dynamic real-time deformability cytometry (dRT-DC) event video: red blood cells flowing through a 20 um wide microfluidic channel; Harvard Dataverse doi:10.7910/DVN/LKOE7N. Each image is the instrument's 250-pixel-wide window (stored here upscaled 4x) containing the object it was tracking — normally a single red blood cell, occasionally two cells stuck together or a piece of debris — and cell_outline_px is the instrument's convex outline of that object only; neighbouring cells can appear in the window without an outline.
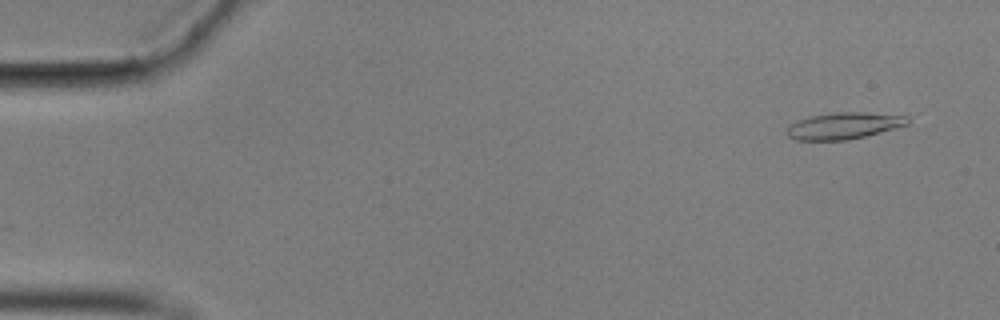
{"species": "common noctule bat (a hibernating species)", "species_latin": "Nyctalus noctula", "temperature_condition": "cold", "stored_images_in_passage": 57, "camera_frame_rate_fps": 3000, "um_per_image_px": 0.085, "animal": {"sex": "male", "body_mass_g": 17.9}, "frame": {"image": 1, "passage_image": 4, "time_ms": 1.0, "image_size_px": [1000, 320], "cell_outline_px": [[908, 124], [864, 136], [848, 140], [796, 140], [788, 136], [784, 132], [796, 120], [812, 116], [836, 112], [864, 112], [908, 116]], "centroid_in_image_um": [71.68, 10.69], "position_along_channel_um": 13.3, "area_um2": 18.5}}
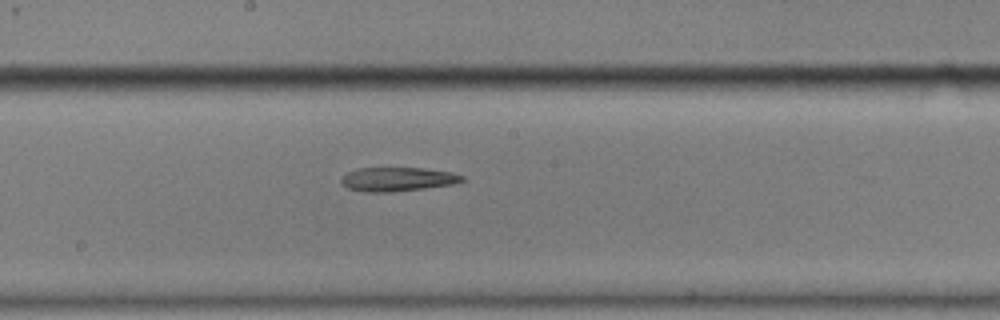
{"frame": {"image": 2, "passage_image": 31, "time_ms": 10.0, "image_size_px": [1000, 320], "cell_outline_px": [[464, 180], [452, 184], [424, 188], [392, 192], [364, 192], [348, 188], [340, 184], [340, 180], [348, 172], [356, 168], [424, 168], [452, 172], [464, 176]], "centroid_in_image_um": [33.76, 15.23], "position_along_channel_um": 214.4, "area_um2": 16.88}}
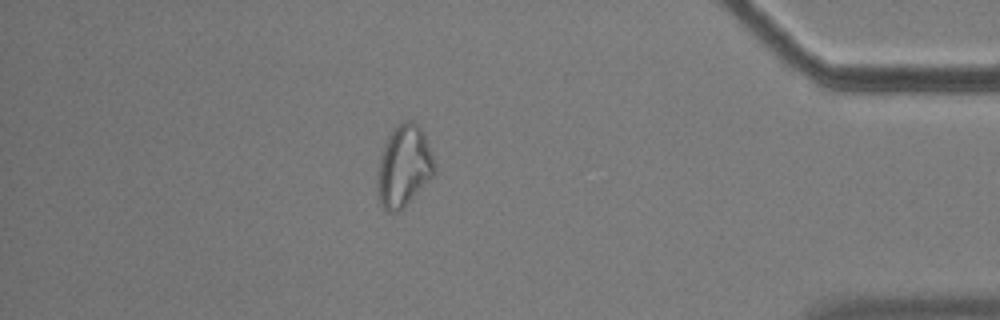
{"frame": {"image": 3, "passage_image": 50, "time_ms": 16.333, "image_size_px": [1000, 320], "cell_outline_px": [[436, 172], [400, 212], [388, 212], [380, 204], [376, 180], [380, 160], [384, 144], [388, 136], [404, 120], [412, 120], [424, 132], [436, 164]], "centroid_in_image_um": [34.34, 14.15], "position_along_channel_um": 400.9, "area_um2": 27.05}}